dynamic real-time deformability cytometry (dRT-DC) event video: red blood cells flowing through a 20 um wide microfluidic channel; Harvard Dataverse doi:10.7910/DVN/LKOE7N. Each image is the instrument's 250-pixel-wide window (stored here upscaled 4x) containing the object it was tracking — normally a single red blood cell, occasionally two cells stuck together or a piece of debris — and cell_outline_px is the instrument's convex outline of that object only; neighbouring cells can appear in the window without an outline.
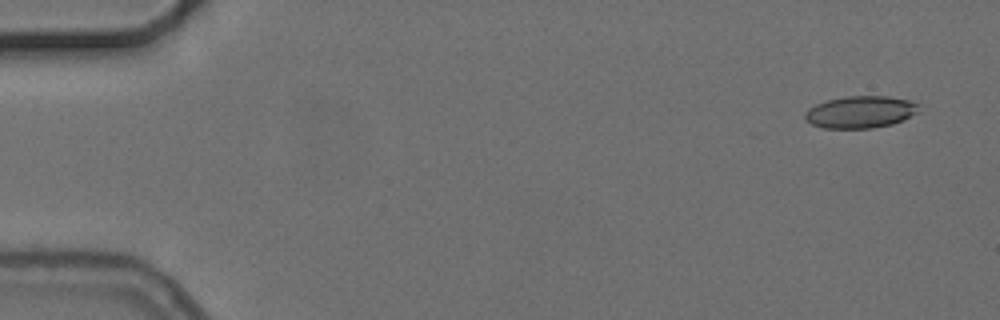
{"species": "common noctule bat (a hibernating species)", "species_latin": "Nyctalus noctula", "temperature_condition": "cold", "stored_images_in_passage": 3, "camera_frame_rate_fps": 3000, "um_per_image_px": 0.085, "animal": {"sex": "female", "body_mass_g": 24.6, "forearm_length_mm": 56.2}, "frame": {"image": 1, "passage_image": 1, "time_ms": 0.0, "image_size_px": [1000, 320], "cell_outline_px": [[916, 112], [904, 120], [892, 124], [872, 128], [824, 128], [812, 124], [804, 120], [804, 112], [808, 108], [816, 104], [828, 100], [844, 96], [888, 96], [908, 100], [916, 104]], "centroid_in_image_um": [73.07, 9.52], "position_along_channel_um": 11.9, "area_um2": 21.15}}